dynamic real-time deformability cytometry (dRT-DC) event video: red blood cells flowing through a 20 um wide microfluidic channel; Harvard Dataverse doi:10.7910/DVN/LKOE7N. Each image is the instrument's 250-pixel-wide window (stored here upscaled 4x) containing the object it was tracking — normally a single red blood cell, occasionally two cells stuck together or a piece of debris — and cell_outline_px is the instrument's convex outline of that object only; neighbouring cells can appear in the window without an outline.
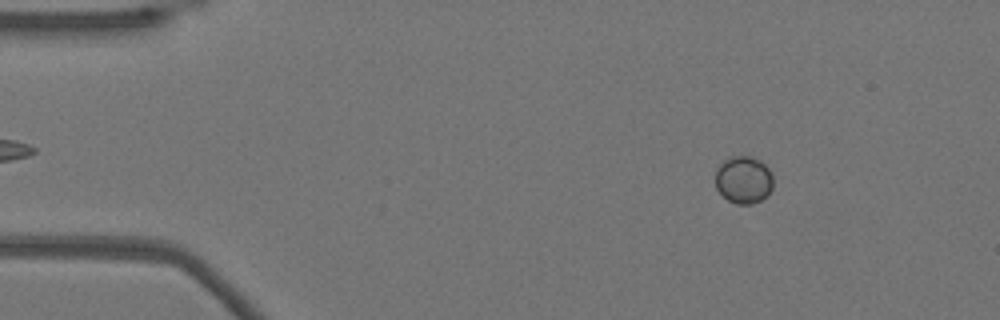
{"species": "Egyptian fruit bat (a non-hibernating species)", "species_latin": "Rousettus aegyptiacus", "temperature_condition": "warm", "stored_images_in_passage": 53, "camera_frame_rate_fps": 3000, "um_per_image_px": 0.085, "animal": {"sex": "female"}, "frame": {"image": 1, "passage_image": 7, "time_ms": 2.0, "image_size_px": [1000, 320], "cell_outline_px": [[772, 188], [760, 200], [752, 204], [736, 204], [728, 200], [716, 188], [716, 168], [728, 156], [752, 156], [760, 160], [772, 172]], "centroid_in_image_um": [63.19, 15.26], "position_along_channel_um": 21.8, "area_um2": 15.95}}
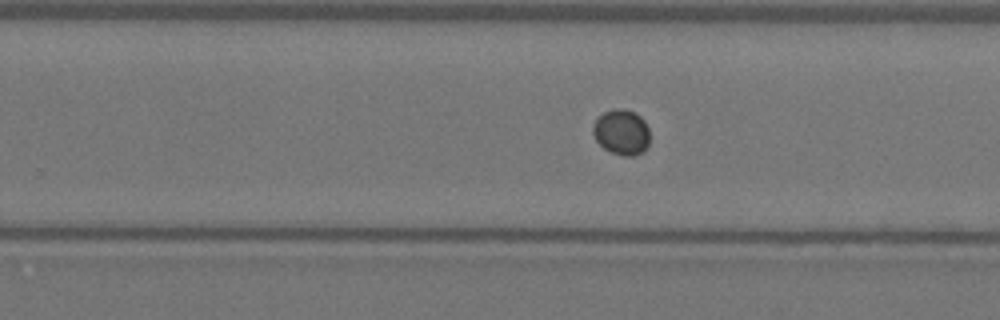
{"frame": {"image": 2, "passage_image": 33, "time_ms": 10.667, "image_size_px": [1000, 320], "cell_outline_px": [[648, 148], [644, 152], [632, 156], [624, 156], [612, 152], [604, 148], [596, 140], [592, 132], [592, 124], [604, 112], [616, 108], [624, 108], [636, 112], [644, 120], [648, 128]], "centroid_in_image_um": [52.84, 11.23], "position_along_channel_um": 277.0, "area_um2": 15.14}}
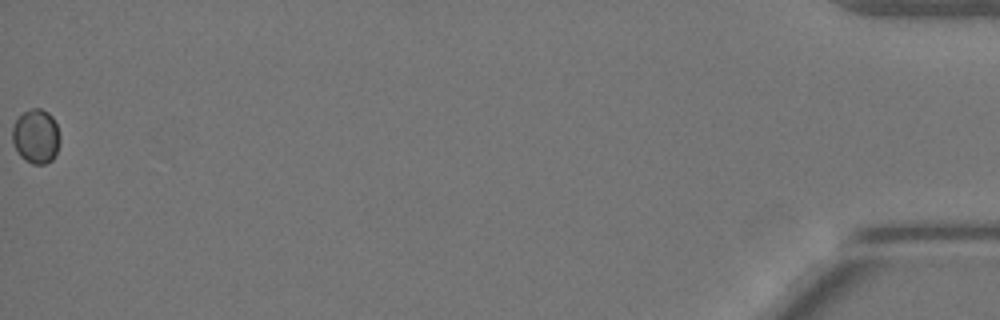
{"frame": {"image": 3, "passage_image": 53, "time_ms": 17.333, "image_size_px": [1000, 320], "cell_outline_px": [[60, 140], [56, 152], [52, 160], [44, 164], [32, 164], [24, 160], [20, 156], [12, 140], [12, 128], [16, 120], [24, 112], [32, 108], [40, 108], [48, 112], [52, 116], [56, 124], [60, 136]], "centroid_in_image_um": [3.06, 11.59], "position_along_channel_um": 432.1, "area_um2": 15.03}}